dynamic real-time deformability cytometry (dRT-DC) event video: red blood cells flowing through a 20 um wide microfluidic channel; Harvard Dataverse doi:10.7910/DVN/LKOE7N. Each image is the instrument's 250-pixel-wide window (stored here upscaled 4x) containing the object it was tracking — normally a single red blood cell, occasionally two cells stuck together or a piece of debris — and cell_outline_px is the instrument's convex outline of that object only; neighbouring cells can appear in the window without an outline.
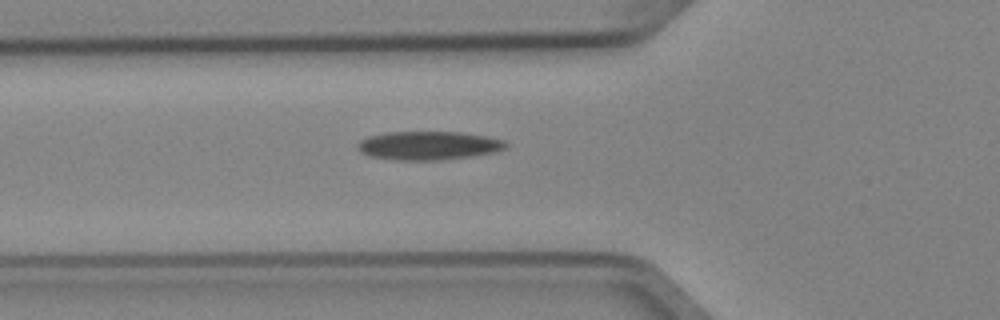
{"species": "Egyptian fruit bat (a non-hibernating species)", "species_latin": "Rousettus aegyptiacus", "temperature_condition": "cold", "stored_images_in_passage": 3, "camera_frame_rate_fps": 3000, "um_per_image_px": 0.085, "animal": {"sex": "female"}, "frame": {"image": 1, "passage_image": 3, "time_ms": 0.667, "image_size_px": [1000, 320], "cell_outline_px": [[508, 144], [504, 148], [492, 152], [468, 156], [440, 160], [396, 160], [368, 156], [360, 152], [356, 148], [356, 144], [360, 140], [368, 136], [388, 132], [460, 132], [484, 136], [504, 140]], "centroid_in_image_um": [36.33, 12.37], "position_along_channel_um": 89.5, "area_um2": 24.57}}